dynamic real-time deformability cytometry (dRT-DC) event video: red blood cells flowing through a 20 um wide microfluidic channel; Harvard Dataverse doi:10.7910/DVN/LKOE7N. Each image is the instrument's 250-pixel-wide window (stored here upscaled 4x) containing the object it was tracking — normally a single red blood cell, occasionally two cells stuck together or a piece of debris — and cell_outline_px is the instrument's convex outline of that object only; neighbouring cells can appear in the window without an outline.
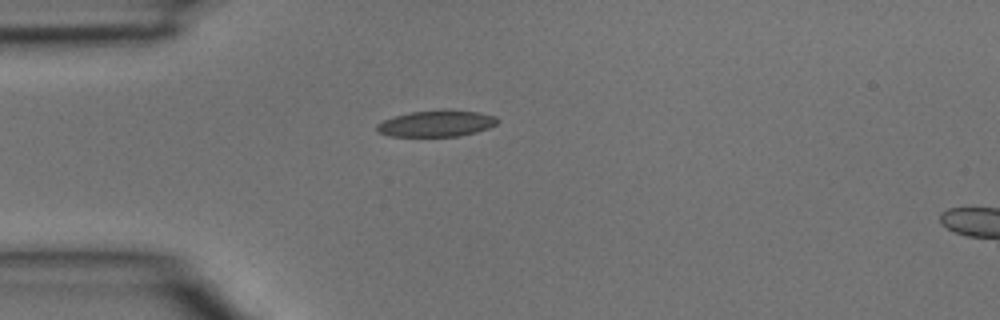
{"species": "common noctule bat (a hibernating species)", "species_latin": "Nyctalus noctula", "temperature_condition": "room temperature", "stored_images_in_passage": 2, "camera_frame_rate_fps": 3000, "um_per_image_px": 0.085, "animal": {"sex": "male", "body_mass_g": 15.6}, "frame": {"image": 1, "passage_image": 2, "time_ms": 0.333, "image_size_px": [1000, 320], "cell_outline_px": [[500, 120], [496, 124], [488, 128], [476, 132], [460, 136], [392, 136], [380, 132], [376, 128], [376, 124], [384, 120], [396, 116], [412, 112], [480, 112], [496, 116]], "centroid_in_image_um": [37.13, 10.53], "position_along_channel_um": 47.9, "area_um2": 17.69}}